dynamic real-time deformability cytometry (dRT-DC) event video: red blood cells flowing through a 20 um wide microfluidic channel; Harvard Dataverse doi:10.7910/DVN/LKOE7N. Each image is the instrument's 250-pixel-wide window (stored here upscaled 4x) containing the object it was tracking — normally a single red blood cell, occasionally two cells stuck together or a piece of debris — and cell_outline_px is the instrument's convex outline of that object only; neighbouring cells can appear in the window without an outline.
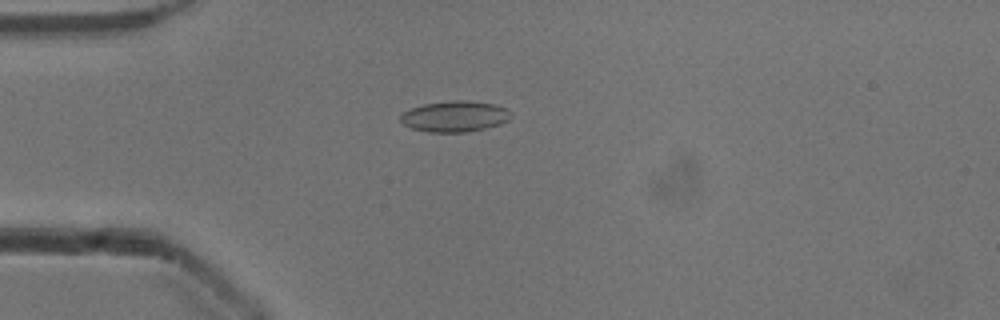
{"species": "common noctule bat (a hibernating species)", "species_latin": "Nyctalus noctula", "temperature_condition": "cold", "stored_images_in_passage": 5, "camera_frame_rate_fps": 3000, "um_per_image_px": 0.085, "animal": {"sex": "male", "body_mass_g": 13.3}, "frame": {"image": 1, "passage_image": 3, "time_ms": 0.667, "image_size_px": [1000, 320], "cell_outline_px": [[512, 116], [508, 120], [500, 124], [488, 128], [464, 132], [428, 132], [412, 128], [404, 124], [400, 120], [400, 116], [404, 112], [412, 108], [424, 104], [452, 100], [464, 100], [496, 104], [508, 108], [512, 112]], "centroid_in_image_um": [38.71, 9.89], "position_along_channel_um": 46.3, "area_um2": 20.0}}
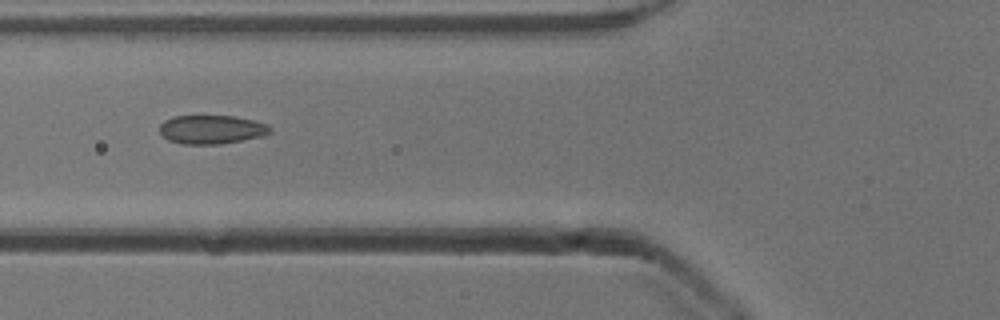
{"frame": {"image": 2, "passage_image": 5, "time_ms": 1.333, "image_size_px": [1000, 320], "cell_outline_px": [[272, 132], [264, 136], [220, 144], [184, 144], [168, 140], [160, 132], [160, 124], [164, 120], [172, 116], [236, 116], [268, 124], [272, 128]], "centroid_in_image_um": [18.01, 11.0], "position_along_channel_um": 107.8, "area_um2": 18.61}}